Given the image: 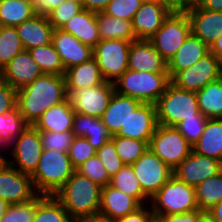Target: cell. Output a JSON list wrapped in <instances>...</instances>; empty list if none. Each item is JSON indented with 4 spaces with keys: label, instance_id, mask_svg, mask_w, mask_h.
Returning <instances> with one entry per match:
<instances>
[{
    "label": "cell",
    "instance_id": "59",
    "mask_svg": "<svg viewBox=\"0 0 222 222\" xmlns=\"http://www.w3.org/2000/svg\"><path fill=\"white\" fill-rule=\"evenodd\" d=\"M75 222H113V221H110L108 218L98 214L90 217L80 218Z\"/></svg>",
    "mask_w": 222,
    "mask_h": 222
},
{
    "label": "cell",
    "instance_id": "11",
    "mask_svg": "<svg viewBox=\"0 0 222 222\" xmlns=\"http://www.w3.org/2000/svg\"><path fill=\"white\" fill-rule=\"evenodd\" d=\"M68 100L75 113L101 118L115 92L114 83L104 82L98 86L66 89Z\"/></svg>",
    "mask_w": 222,
    "mask_h": 222
},
{
    "label": "cell",
    "instance_id": "49",
    "mask_svg": "<svg viewBox=\"0 0 222 222\" xmlns=\"http://www.w3.org/2000/svg\"><path fill=\"white\" fill-rule=\"evenodd\" d=\"M17 90L0 78V115L16 108Z\"/></svg>",
    "mask_w": 222,
    "mask_h": 222
},
{
    "label": "cell",
    "instance_id": "60",
    "mask_svg": "<svg viewBox=\"0 0 222 222\" xmlns=\"http://www.w3.org/2000/svg\"><path fill=\"white\" fill-rule=\"evenodd\" d=\"M8 206L9 204L6 201H4L3 199H0V221L3 215L5 214Z\"/></svg>",
    "mask_w": 222,
    "mask_h": 222
},
{
    "label": "cell",
    "instance_id": "16",
    "mask_svg": "<svg viewBox=\"0 0 222 222\" xmlns=\"http://www.w3.org/2000/svg\"><path fill=\"white\" fill-rule=\"evenodd\" d=\"M28 50L17 54L1 71L0 78L12 88L18 90L43 75Z\"/></svg>",
    "mask_w": 222,
    "mask_h": 222
},
{
    "label": "cell",
    "instance_id": "30",
    "mask_svg": "<svg viewBox=\"0 0 222 222\" xmlns=\"http://www.w3.org/2000/svg\"><path fill=\"white\" fill-rule=\"evenodd\" d=\"M192 148L198 155L222 162V119H207L202 135Z\"/></svg>",
    "mask_w": 222,
    "mask_h": 222
},
{
    "label": "cell",
    "instance_id": "33",
    "mask_svg": "<svg viewBox=\"0 0 222 222\" xmlns=\"http://www.w3.org/2000/svg\"><path fill=\"white\" fill-rule=\"evenodd\" d=\"M109 185L133 197L140 205H147L149 198L144 194L131 165H124L111 178Z\"/></svg>",
    "mask_w": 222,
    "mask_h": 222
},
{
    "label": "cell",
    "instance_id": "3",
    "mask_svg": "<svg viewBox=\"0 0 222 222\" xmlns=\"http://www.w3.org/2000/svg\"><path fill=\"white\" fill-rule=\"evenodd\" d=\"M74 171L68 152L43 149L38 167L31 175L36 193L53 196Z\"/></svg>",
    "mask_w": 222,
    "mask_h": 222
},
{
    "label": "cell",
    "instance_id": "28",
    "mask_svg": "<svg viewBox=\"0 0 222 222\" xmlns=\"http://www.w3.org/2000/svg\"><path fill=\"white\" fill-rule=\"evenodd\" d=\"M75 111L68 98L46 110L33 125L38 131H72Z\"/></svg>",
    "mask_w": 222,
    "mask_h": 222
},
{
    "label": "cell",
    "instance_id": "24",
    "mask_svg": "<svg viewBox=\"0 0 222 222\" xmlns=\"http://www.w3.org/2000/svg\"><path fill=\"white\" fill-rule=\"evenodd\" d=\"M141 205L131 196L107 185L102 187L99 214L110 221L125 217Z\"/></svg>",
    "mask_w": 222,
    "mask_h": 222
},
{
    "label": "cell",
    "instance_id": "63",
    "mask_svg": "<svg viewBox=\"0 0 222 222\" xmlns=\"http://www.w3.org/2000/svg\"><path fill=\"white\" fill-rule=\"evenodd\" d=\"M75 4H80L82 6V0H68Z\"/></svg>",
    "mask_w": 222,
    "mask_h": 222
},
{
    "label": "cell",
    "instance_id": "17",
    "mask_svg": "<svg viewBox=\"0 0 222 222\" xmlns=\"http://www.w3.org/2000/svg\"><path fill=\"white\" fill-rule=\"evenodd\" d=\"M128 70L168 73V62L148 40H135L130 45Z\"/></svg>",
    "mask_w": 222,
    "mask_h": 222
},
{
    "label": "cell",
    "instance_id": "5",
    "mask_svg": "<svg viewBox=\"0 0 222 222\" xmlns=\"http://www.w3.org/2000/svg\"><path fill=\"white\" fill-rule=\"evenodd\" d=\"M155 106L157 123L169 127L201 114L196 92L180 89L171 82Z\"/></svg>",
    "mask_w": 222,
    "mask_h": 222
},
{
    "label": "cell",
    "instance_id": "39",
    "mask_svg": "<svg viewBox=\"0 0 222 222\" xmlns=\"http://www.w3.org/2000/svg\"><path fill=\"white\" fill-rule=\"evenodd\" d=\"M116 152L121 161L126 165L135 163L149 148V143L128 137L112 136Z\"/></svg>",
    "mask_w": 222,
    "mask_h": 222
},
{
    "label": "cell",
    "instance_id": "1",
    "mask_svg": "<svg viewBox=\"0 0 222 222\" xmlns=\"http://www.w3.org/2000/svg\"><path fill=\"white\" fill-rule=\"evenodd\" d=\"M68 98L64 75L47 74L17 90V105L25 121L33 126L49 108Z\"/></svg>",
    "mask_w": 222,
    "mask_h": 222
},
{
    "label": "cell",
    "instance_id": "6",
    "mask_svg": "<svg viewBox=\"0 0 222 222\" xmlns=\"http://www.w3.org/2000/svg\"><path fill=\"white\" fill-rule=\"evenodd\" d=\"M149 201L154 217L163 214H181L199 209L195 187L180 181L174 175Z\"/></svg>",
    "mask_w": 222,
    "mask_h": 222
},
{
    "label": "cell",
    "instance_id": "46",
    "mask_svg": "<svg viewBox=\"0 0 222 222\" xmlns=\"http://www.w3.org/2000/svg\"><path fill=\"white\" fill-rule=\"evenodd\" d=\"M207 118L201 113L197 118H189L180 122L175 128L193 146L202 135Z\"/></svg>",
    "mask_w": 222,
    "mask_h": 222
},
{
    "label": "cell",
    "instance_id": "27",
    "mask_svg": "<svg viewBox=\"0 0 222 222\" xmlns=\"http://www.w3.org/2000/svg\"><path fill=\"white\" fill-rule=\"evenodd\" d=\"M72 133L74 137H85L96 150L111 141L112 134L103 124L101 118L75 113Z\"/></svg>",
    "mask_w": 222,
    "mask_h": 222
},
{
    "label": "cell",
    "instance_id": "67",
    "mask_svg": "<svg viewBox=\"0 0 222 222\" xmlns=\"http://www.w3.org/2000/svg\"><path fill=\"white\" fill-rule=\"evenodd\" d=\"M221 78H222V61H221Z\"/></svg>",
    "mask_w": 222,
    "mask_h": 222
},
{
    "label": "cell",
    "instance_id": "54",
    "mask_svg": "<svg viewBox=\"0 0 222 222\" xmlns=\"http://www.w3.org/2000/svg\"><path fill=\"white\" fill-rule=\"evenodd\" d=\"M170 12H183V0H156Z\"/></svg>",
    "mask_w": 222,
    "mask_h": 222
},
{
    "label": "cell",
    "instance_id": "8",
    "mask_svg": "<svg viewBox=\"0 0 222 222\" xmlns=\"http://www.w3.org/2000/svg\"><path fill=\"white\" fill-rule=\"evenodd\" d=\"M151 151L174 170L192 151V145L175 128L158 124L149 143Z\"/></svg>",
    "mask_w": 222,
    "mask_h": 222
},
{
    "label": "cell",
    "instance_id": "26",
    "mask_svg": "<svg viewBox=\"0 0 222 222\" xmlns=\"http://www.w3.org/2000/svg\"><path fill=\"white\" fill-rule=\"evenodd\" d=\"M61 30L72 34L82 44L88 45L92 48H94L101 40L96 21V12L84 8L66 22L61 27Z\"/></svg>",
    "mask_w": 222,
    "mask_h": 222
},
{
    "label": "cell",
    "instance_id": "44",
    "mask_svg": "<svg viewBox=\"0 0 222 222\" xmlns=\"http://www.w3.org/2000/svg\"><path fill=\"white\" fill-rule=\"evenodd\" d=\"M43 149L68 152L74 135L72 131H39Z\"/></svg>",
    "mask_w": 222,
    "mask_h": 222
},
{
    "label": "cell",
    "instance_id": "45",
    "mask_svg": "<svg viewBox=\"0 0 222 222\" xmlns=\"http://www.w3.org/2000/svg\"><path fill=\"white\" fill-rule=\"evenodd\" d=\"M143 0H111L103 12L108 16L132 21Z\"/></svg>",
    "mask_w": 222,
    "mask_h": 222
},
{
    "label": "cell",
    "instance_id": "66",
    "mask_svg": "<svg viewBox=\"0 0 222 222\" xmlns=\"http://www.w3.org/2000/svg\"><path fill=\"white\" fill-rule=\"evenodd\" d=\"M156 1V0H143V2Z\"/></svg>",
    "mask_w": 222,
    "mask_h": 222
},
{
    "label": "cell",
    "instance_id": "34",
    "mask_svg": "<svg viewBox=\"0 0 222 222\" xmlns=\"http://www.w3.org/2000/svg\"><path fill=\"white\" fill-rule=\"evenodd\" d=\"M198 208L207 212L222 200V171L195 187Z\"/></svg>",
    "mask_w": 222,
    "mask_h": 222
},
{
    "label": "cell",
    "instance_id": "65",
    "mask_svg": "<svg viewBox=\"0 0 222 222\" xmlns=\"http://www.w3.org/2000/svg\"><path fill=\"white\" fill-rule=\"evenodd\" d=\"M150 222H161L157 217H153Z\"/></svg>",
    "mask_w": 222,
    "mask_h": 222
},
{
    "label": "cell",
    "instance_id": "25",
    "mask_svg": "<svg viewBox=\"0 0 222 222\" xmlns=\"http://www.w3.org/2000/svg\"><path fill=\"white\" fill-rule=\"evenodd\" d=\"M209 53L210 47L191 32L184 44L168 62V74L170 79L178 71L189 68Z\"/></svg>",
    "mask_w": 222,
    "mask_h": 222
},
{
    "label": "cell",
    "instance_id": "13",
    "mask_svg": "<svg viewBox=\"0 0 222 222\" xmlns=\"http://www.w3.org/2000/svg\"><path fill=\"white\" fill-rule=\"evenodd\" d=\"M221 77V61L211 52L189 68L178 71L170 80L176 87L198 92Z\"/></svg>",
    "mask_w": 222,
    "mask_h": 222
},
{
    "label": "cell",
    "instance_id": "52",
    "mask_svg": "<svg viewBox=\"0 0 222 222\" xmlns=\"http://www.w3.org/2000/svg\"><path fill=\"white\" fill-rule=\"evenodd\" d=\"M64 0H36L35 12L48 16Z\"/></svg>",
    "mask_w": 222,
    "mask_h": 222
},
{
    "label": "cell",
    "instance_id": "38",
    "mask_svg": "<svg viewBox=\"0 0 222 222\" xmlns=\"http://www.w3.org/2000/svg\"><path fill=\"white\" fill-rule=\"evenodd\" d=\"M28 52L39 65L43 73L57 75L65 74L61 58L52 43L28 49Z\"/></svg>",
    "mask_w": 222,
    "mask_h": 222
},
{
    "label": "cell",
    "instance_id": "19",
    "mask_svg": "<svg viewBox=\"0 0 222 222\" xmlns=\"http://www.w3.org/2000/svg\"><path fill=\"white\" fill-rule=\"evenodd\" d=\"M171 12L157 1L143 2L132 19L136 40H148Z\"/></svg>",
    "mask_w": 222,
    "mask_h": 222
},
{
    "label": "cell",
    "instance_id": "7",
    "mask_svg": "<svg viewBox=\"0 0 222 222\" xmlns=\"http://www.w3.org/2000/svg\"><path fill=\"white\" fill-rule=\"evenodd\" d=\"M191 32V21L188 14L186 12H171L148 41L169 62Z\"/></svg>",
    "mask_w": 222,
    "mask_h": 222
},
{
    "label": "cell",
    "instance_id": "4",
    "mask_svg": "<svg viewBox=\"0 0 222 222\" xmlns=\"http://www.w3.org/2000/svg\"><path fill=\"white\" fill-rule=\"evenodd\" d=\"M170 82L168 73H149L127 69L114 82V86L118 94L155 105Z\"/></svg>",
    "mask_w": 222,
    "mask_h": 222
},
{
    "label": "cell",
    "instance_id": "9",
    "mask_svg": "<svg viewBox=\"0 0 222 222\" xmlns=\"http://www.w3.org/2000/svg\"><path fill=\"white\" fill-rule=\"evenodd\" d=\"M121 39L100 40L93 48V58L106 82L114 83L127 69L130 45Z\"/></svg>",
    "mask_w": 222,
    "mask_h": 222
},
{
    "label": "cell",
    "instance_id": "64",
    "mask_svg": "<svg viewBox=\"0 0 222 222\" xmlns=\"http://www.w3.org/2000/svg\"><path fill=\"white\" fill-rule=\"evenodd\" d=\"M1 150V148H0ZM4 154H0V165L5 161V156H3Z\"/></svg>",
    "mask_w": 222,
    "mask_h": 222
},
{
    "label": "cell",
    "instance_id": "56",
    "mask_svg": "<svg viewBox=\"0 0 222 222\" xmlns=\"http://www.w3.org/2000/svg\"><path fill=\"white\" fill-rule=\"evenodd\" d=\"M210 52L222 61V34H220L216 41L210 46Z\"/></svg>",
    "mask_w": 222,
    "mask_h": 222
},
{
    "label": "cell",
    "instance_id": "61",
    "mask_svg": "<svg viewBox=\"0 0 222 222\" xmlns=\"http://www.w3.org/2000/svg\"><path fill=\"white\" fill-rule=\"evenodd\" d=\"M197 222H215L207 212H204L199 219L197 220Z\"/></svg>",
    "mask_w": 222,
    "mask_h": 222
},
{
    "label": "cell",
    "instance_id": "21",
    "mask_svg": "<svg viewBox=\"0 0 222 222\" xmlns=\"http://www.w3.org/2000/svg\"><path fill=\"white\" fill-rule=\"evenodd\" d=\"M191 21L192 33L209 47L222 34V12L210 11L202 7L186 12Z\"/></svg>",
    "mask_w": 222,
    "mask_h": 222
},
{
    "label": "cell",
    "instance_id": "31",
    "mask_svg": "<svg viewBox=\"0 0 222 222\" xmlns=\"http://www.w3.org/2000/svg\"><path fill=\"white\" fill-rule=\"evenodd\" d=\"M96 21L101 40L121 39L130 42L136 40L130 20L108 16L104 12H96Z\"/></svg>",
    "mask_w": 222,
    "mask_h": 222
},
{
    "label": "cell",
    "instance_id": "35",
    "mask_svg": "<svg viewBox=\"0 0 222 222\" xmlns=\"http://www.w3.org/2000/svg\"><path fill=\"white\" fill-rule=\"evenodd\" d=\"M33 222H75L52 195L38 194V206Z\"/></svg>",
    "mask_w": 222,
    "mask_h": 222
},
{
    "label": "cell",
    "instance_id": "58",
    "mask_svg": "<svg viewBox=\"0 0 222 222\" xmlns=\"http://www.w3.org/2000/svg\"><path fill=\"white\" fill-rule=\"evenodd\" d=\"M206 0H183V12L190 9L202 7Z\"/></svg>",
    "mask_w": 222,
    "mask_h": 222
},
{
    "label": "cell",
    "instance_id": "43",
    "mask_svg": "<svg viewBox=\"0 0 222 222\" xmlns=\"http://www.w3.org/2000/svg\"><path fill=\"white\" fill-rule=\"evenodd\" d=\"M96 153L97 150L88 143L87 138L74 137L68 151V156L73 168L76 170L89 158L96 155Z\"/></svg>",
    "mask_w": 222,
    "mask_h": 222
},
{
    "label": "cell",
    "instance_id": "51",
    "mask_svg": "<svg viewBox=\"0 0 222 222\" xmlns=\"http://www.w3.org/2000/svg\"><path fill=\"white\" fill-rule=\"evenodd\" d=\"M203 213L204 212L202 210L196 209L181 214H163L157 215L156 217L161 222H197V220Z\"/></svg>",
    "mask_w": 222,
    "mask_h": 222
},
{
    "label": "cell",
    "instance_id": "37",
    "mask_svg": "<svg viewBox=\"0 0 222 222\" xmlns=\"http://www.w3.org/2000/svg\"><path fill=\"white\" fill-rule=\"evenodd\" d=\"M29 124L16 107L8 113L0 115V148L6 149L22 134Z\"/></svg>",
    "mask_w": 222,
    "mask_h": 222
},
{
    "label": "cell",
    "instance_id": "18",
    "mask_svg": "<svg viewBox=\"0 0 222 222\" xmlns=\"http://www.w3.org/2000/svg\"><path fill=\"white\" fill-rule=\"evenodd\" d=\"M156 106L151 103H142L138 109L131 114L125 127L113 136L128 137L150 143L157 127Z\"/></svg>",
    "mask_w": 222,
    "mask_h": 222
},
{
    "label": "cell",
    "instance_id": "50",
    "mask_svg": "<svg viewBox=\"0 0 222 222\" xmlns=\"http://www.w3.org/2000/svg\"><path fill=\"white\" fill-rule=\"evenodd\" d=\"M145 205H141L135 211L127 214L125 217L114 220L113 222H150L154 217V214L149 208Z\"/></svg>",
    "mask_w": 222,
    "mask_h": 222
},
{
    "label": "cell",
    "instance_id": "23",
    "mask_svg": "<svg viewBox=\"0 0 222 222\" xmlns=\"http://www.w3.org/2000/svg\"><path fill=\"white\" fill-rule=\"evenodd\" d=\"M15 27L25 50L52 42L54 28L46 15L35 14Z\"/></svg>",
    "mask_w": 222,
    "mask_h": 222
},
{
    "label": "cell",
    "instance_id": "12",
    "mask_svg": "<svg viewBox=\"0 0 222 222\" xmlns=\"http://www.w3.org/2000/svg\"><path fill=\"white\" fill-rule=\"evenodd\" d=\"M131 166L149 200L173 176V170L150 148Z\"/></svg>",
    "mask_w": 222,
    "mask_h": 222
},
{
    "label": "cell",
    "instance_id": "32",
    "mask_svg": "<svg viewBox=\"0 0 222 222\" xmlns=\"http://www.w3.org/2000/svg\"><path fill=\"white\" fill-rule=\"evenodd\" d=\"M200 112L207 119H222V78L196 92Z\"/></svg>",
    "mask_w": 222,
    "mask_h": 222
},
{
    "label": "cell",
    "instance_id": "14",
    "mask_svg": "<svg viewBox=\"0 0 222 222\" xmlns=\"http://www.w3.org/2000/svg\"><path fill=\"white\" fill-rule=\"evenodd\" d=\"M36 195L31 175L20 172L6 161L0 165V199L17 204L30 201Z\"/></svg>",
    "mask_w": 222,
    "mask_h": 222
},
{
    "label": "cell",
    "instance_id": "40",
    "mask_svg": "<svg viewBox=\"0 0 222 222\" xmlns=\"http://www.w3.org/2000/svg\"><path fill=\"white\" fill-rule=\"evenodd\" d=\"M16 27L2 26L0 32V71L19 53L24 51Z\"/></svg>",
    "mask_w": 222,
    "mask_h": 222
},
{
    "label": "cell",
    "instance_id": "48",
    "mask_svg": "<svg viewBox=\"0 0 222 222\" xmlns=\"http://www.w3.org/2000/svg\"><path fill=\"white\" fill-rule=\"evenodd\" d=\"M96 155L102 161L110 178H112L125 165L118 156L112 141L107 142L99 148Z\"/></svg>",
    "mask_w": 222,
    "mask_h": 222
},
{
    "label": "cell",
    "instance_id": "10",
    "mask_svg": "<svg viewBox=\"0 0 222 222\" xmlns=\"http://www.w3.org/2000/svg\"><path fill=\"white\" fill-rule=\"evenodd\" d=\"M9 147L14 159L5 158V161L20 172L32 175L38 167L43 151L39 131L29 125Z\"/></svg>",
    "mask_w": 222,
    "mask_h": 222
},
{
    "label": "cell",
    "instance_id": "22",
    "mask_svg": "<svg viewBox=\"0 0 222 222\" xmlns=\"http://www.w3.org/2000/svg\"><path fill=\"white\" fill-rule=\"evenodd\" d=\"M141 104V101L132 97L118 94L116 91L113 93L108 108L101 116L103 124L112 136L116 135L121 127H125L131 114H133Z\"/></svg>",
    "mask_w": 222,
    "mask_h": 222
},
{
    "label": "cell",
    "instance_id": "55",
    "mask_svg": "<svg viewBox=\"0 0 222 222\" xmlns=\"http://www.w3.org/2000/svg\"><path fill=\"white\" fill-rule=\"evenodd\" d=\"M215 222H222V200L207 211Z\"/></svg>",
    "mask_w": 222,
    "mask_h": 222
},
{
    "label": "cell",
    "instance_id": "57",
    "mask_svg": "<svg viewBox=\"0 0 222 222\" xmlns=\"http://www.w3.org/2000/svg\"><path fill=\"white\" fill-rule=\"evenodd\" d=\"M202 8L210 11H221L222 12V0H206L202 5Z\"/></svg>",
    "mask_w": 222,
    "mask_h": 222
},
{
    "label": "cell",
    "instance_id": "62",
    "mask_svg": "<svg viewBox=\"0 0 222 222\" xmlns=\"http://www.w3.org/2000/svg\"><path fill=\"white\" fill-rule=\"evenodd\" d=\"M21 1L30 4L34 8L36 7V0H21Z\"/></svg>",
    "mask_w": 222,
    "mask_h": 222
},
{
    "label": "cell",
    "instance_id": "42",
    "mask_svg": "<svg viewBox=\"0 0 222 222\" xmlns=\"http://www.w3.org/2000/svg\"><path fill=\"white\" fill-rule=\"evenodd\" d=\"M76 171L83 176L88 177L93 182L99 184L101 187L110 184L111 178L97 155L89 158L85 163L79 166Z\"/></svg>",
    "mask_w": 222,
    "mask_h": 222
},
{
    "label": "cell",
    "instance_id": "47",
    "mask_svg": "<svg viewBox=\"0 0 222 222\" xmlns=\"http://www.w3.org/2000/svg\"><path fill=\"white\" fill-rule=\"evenodd\" d=\"M82 9L83 7L80 4L64 0L48 15L50 24L54 29H61L66 22H68Z\"/></svg>",
    "mask_w": 222,
    "mask_h": 222
},
{
    "label": "cell",
    "instance_id": "15",
    "mask_svg": "<svg viewBox=\"0 0 222 222\" xmlns=\"http://www.w3.org/2000/svg\"><path fill=\"white\" fill-rule=\"evenodd\" d=\"M222 171V162L192 151L174 170L173 175L180 181L196 187L207 178Z\"/></svg>",
    "mask_w": 222,
    "mask_h": 222
},
{
    "label": "cell",
    "instance_id": "41",
    "mask_svg": "<svg viewBox=\"0 0 222 222\" xmlns=\"http://www.w3.org/2000/svg\"><path fill=\"white\" fill-rule=\"evenodd\" d=\"M38 206V194L30 201L9 204L0 222H33Z\"/></svg>",
    "mask_w": 222,
    "mask_h": 222
},
{
    "label": "cell",
    "instance_id": "29",
    "mask_svg": "<svg viewBox=\"0 0 222 222\" xmlns=\"http://www.w3.org/2000/svg\"><path fill=\"white\" fill-rule=\"evenodd\" d=\"M66 89L98 86L105 82L94 58L65 70Z\"/></svg>",
    "mask_w": 222,
    "mask_h": 222
},
{
    "label": "cell",
    "instance_id": "20",
    "mask_svg": "<svg viewBox=\"0 0 222 222\" xmlns=\"http://www.w3.org/2000/svg\"><path fill=\"white\" fill-rule=\"evenodd\" d=\"M58 52L64 69L82 64L93 58V48L82 44L72 34L54 29L51 42Z\"/></svg>",
    "mask_w": 222,
    "mask_h": 222
},
{
    "label": "cell",
    "instance_id": "2",
    "mask_svg": "<svg viewBox=\"0 0 222 222\" xmlns=\"http://www.w3.org/2000/svg\"><path fill=\"white\" fill-rule=\"evenodd\" d=\"M102 187L76 170L53 195L76 221L99 214Z\"/></svg>",
    "mask_w": 222,
    "mask_h": 222
},
{
    "label": "cell",
    "instance_id": "36",
    "mask_svg": "<svg viewBox=\"0 0 222 222\" xmlns=\"http://www.w3.org/2000/svg\"><path fill=\"white\" fill-rule=\"evenodd\" d=\"M36 14L35 9L21 0H0V24L2 26H17L31 19Z\"/></svg>",
    "mask_w": 222,
    "mask_h": 222
},
{
    "label": "cell",
    "instance_id": "53",
    "mask_svg": "<svg viewBox=\"0 0 222 222\" xmlns=\"http://www.w3.org/2000/svg\"><path fill=\"white\" fill-rule=\"evenodd\" d=\"M110 1L111 0H82V7L94 12H103Z\"/></svg>",
    "mask_w": 222,
    "mask_h": 222
}]
</instances>
